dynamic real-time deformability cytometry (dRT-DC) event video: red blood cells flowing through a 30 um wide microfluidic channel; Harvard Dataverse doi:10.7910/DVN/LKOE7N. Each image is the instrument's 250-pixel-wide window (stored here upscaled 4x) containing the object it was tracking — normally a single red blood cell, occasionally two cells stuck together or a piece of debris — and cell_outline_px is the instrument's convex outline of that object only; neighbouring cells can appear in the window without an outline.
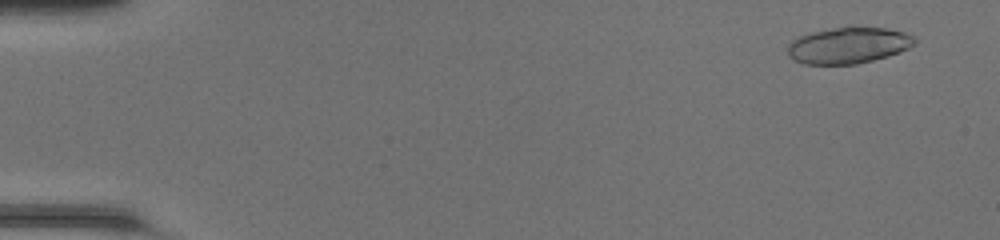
{"species": "common noctule bat (a hibernating species)", "species_latin": "Nyctalus noctula", "temperature_condition": "room temperature", "stored_images_in_passage": 48, "segment_of_instrument_passage": [1, 2], "camera_frame_rate_fps": 3000, "um_per_image_px": 0.085, "animal": {"sex": "female", "body_mass_g": 20.0, "forearm_length_mm": 54.0}, "frame": {"image": 1, "passage_image": 3, "time_ms": 0.667, "image_size_px": [1000, 240], "cell_outline_px": [[916, 44], [900, 52], [888, 56], [856, 64], [804, 64], [792, 60], [788, 56], [788, 44], [792, 40], [800, 36], [812, 32], [848, 24], [888, 28], [904, 32], [916, 36]], "centroid_in_image_um": [72.14, 3.82], "position_along_channel_um": 12.9, "area_um2": 27.63}}
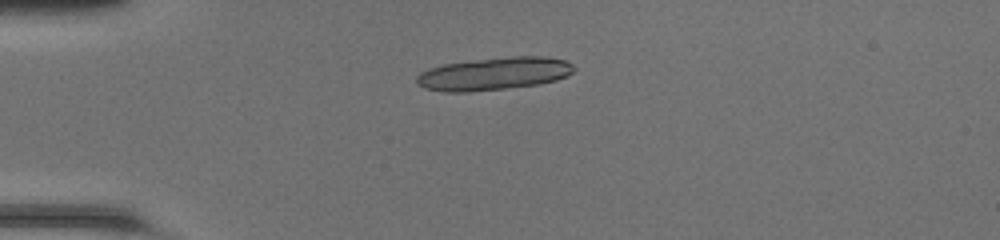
{"frame": {"image": 2, "passage_image": 13, "time_ms": 4.0, "image_size_px": [1000, 240], "cell_outline_px": [[576, 68], [568, 76], [556, 80], [540, 84], [468, 92], [444, 92], [424, 88], [416, 84], [416, 76], [420, 72], [428, 68], [444, 64], [476, 60], [512, 56], [544, 56], [564, 60], [572, 64]], "centroid_in_image_um": [41.97, 6.27], "position_along_channel_um": 43.0, "area_um2": 30.06}}